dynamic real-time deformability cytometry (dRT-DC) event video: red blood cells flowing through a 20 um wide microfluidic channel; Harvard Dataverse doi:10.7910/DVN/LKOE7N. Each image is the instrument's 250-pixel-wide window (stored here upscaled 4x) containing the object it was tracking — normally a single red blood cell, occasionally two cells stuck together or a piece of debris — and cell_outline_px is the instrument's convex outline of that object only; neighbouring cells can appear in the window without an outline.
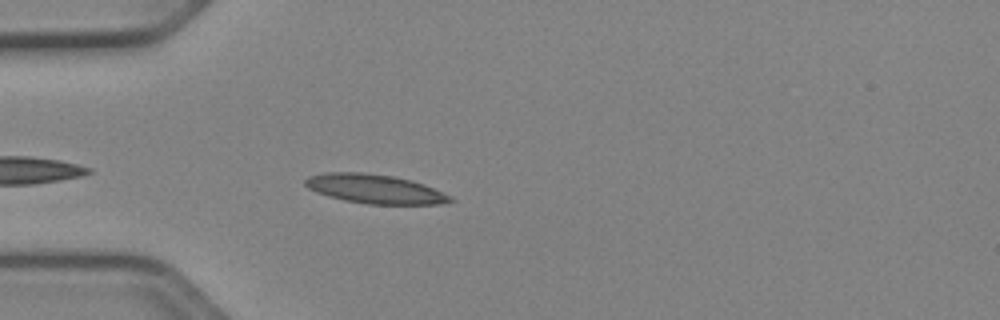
{"species": "Egyptian fruit bat (a non-hibernating species)", "species_latin": "Rousettus aegyptiacus", "temperature_condition": "cold", "stored_images_in_passage": 9, "camera_frame_rate_fps": 3000, "um_per_image_px": 0.085, "animal": {"sex": "female"}, "frame": {"image": 1, "passage_image": 4, "time_ms": 1.0, "image_size_px": [1000, 320], "cell_outline_px": [[456, 200], [440, 204], [368, 204], [344, 200], [328, 196], [316, 192], [308, 188], [304, 184], [304, 180], [308, 176], [324, 172], [360, 172], [392, 176], [412, 180], [424, 184], [452, 196]], "centroid_in_image_um": [31.85, 16.06], "position_along_channel_um": 53.1, "area_um2": 24.68}}
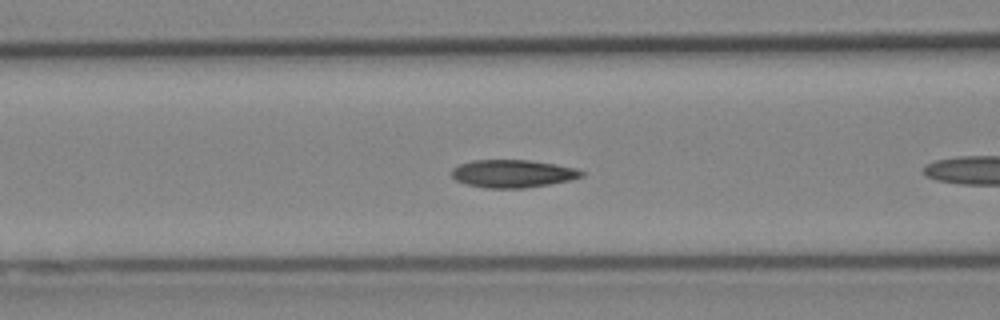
{"frame": {"image": 2, "passage_image": 7, "time_ms": 2.0, "image_size_px": [1000, 320], "cell_outline_px": [[584, 176], [568, 180], [548, 184], [524, 188], [484, 188], [468, 184], [456, 180], [452, 176], [452, 168], [460, 164], [472, 160], [528, 160], [556, 164], [576, 168], [584, 172]], "centroid_in_image_um": [43.58, 14.75], "position_along_channel_um": 123.0, "area_um2": 20.92}}